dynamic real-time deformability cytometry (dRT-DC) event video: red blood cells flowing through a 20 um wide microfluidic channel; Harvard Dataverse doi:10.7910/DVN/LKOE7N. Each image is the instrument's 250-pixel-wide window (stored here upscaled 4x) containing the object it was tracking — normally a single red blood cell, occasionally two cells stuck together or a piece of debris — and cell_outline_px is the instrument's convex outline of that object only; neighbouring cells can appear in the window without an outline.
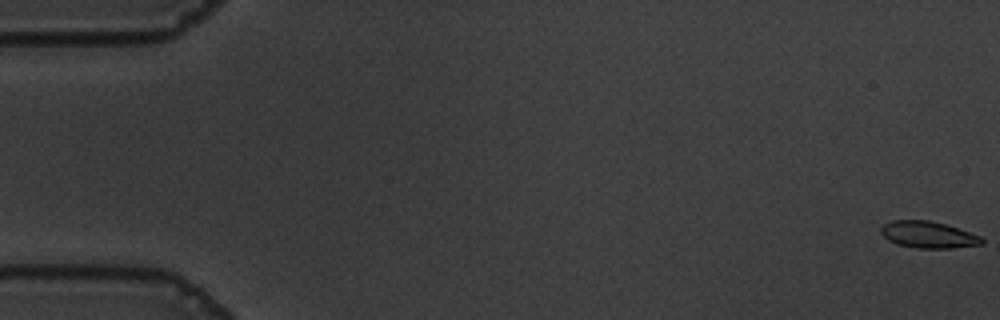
{"species": "common noctule bat (a hibernating species)", "species_latin": "Nyctalus noctula", "temperature_condition": "warm", "stored_images_in_passage": 57, "camera_frame_rate_fps": 3000, "um_per_image_px": 0.085, "animal": {"sex": "male", "body_mass_g": 19.5, "forearm_length_mm": 54.6}, "frame": {"image": 1, "passage_image": 1, "time_ms": 0.0, "image_size_px": [1000, 320], "cell_outline_px": [[984, 244], [952, 248], [916, 248], [896, 244], [888, 240], [880, 232], [880, 228], [884, 224], [892, 220], [928, 220], [944, 224], [980, 236], [984, 240]], "centroid_in_image_um": [78.87, 19.96], "position_along_channel_um": 6.1, "area_um2": 15.61}}
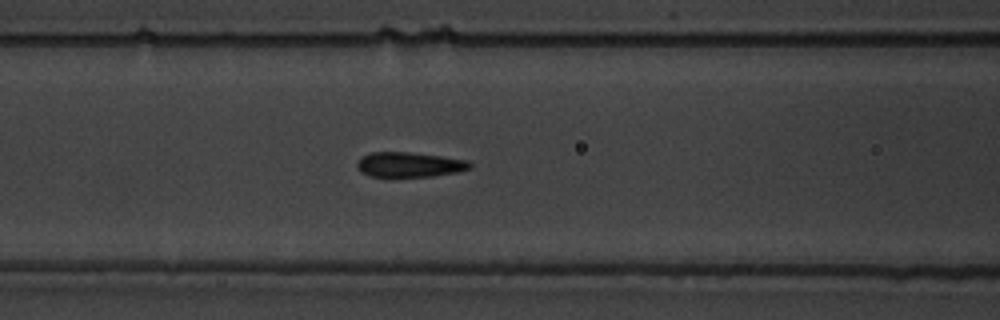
{"frame": {"image": 2, "passage_image": 24, "time_ms": 7.667, "image_size_px": [1000, 320], "cell_outline_px": [[472, 168], [456, 172], [432, 176], [392, 180], [368, 176], [360, 172], [356, 164], [364, 156], [372, 152], [408, 152], [440, 156], [468, 160], [472, 164]], "centroid_in_image_um": [34.76, 14.05], "position_along_channel_um": 131.8, "area_um2": 17.11}}
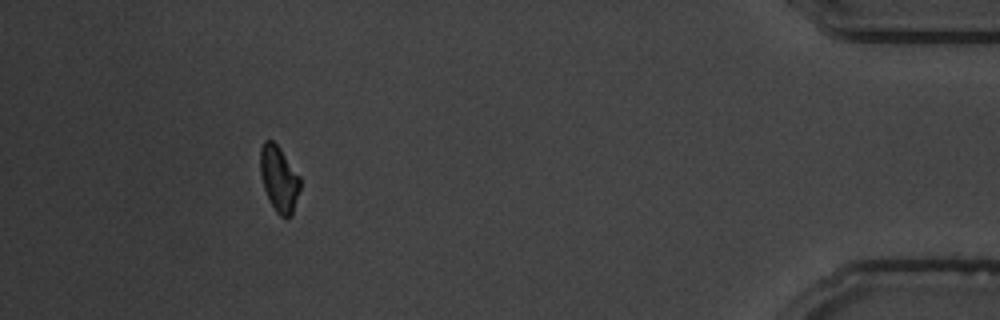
{"frame": {"image": 3, "passage_image": 52, "time_ms": 17.0, "image_size_px": [1000, 320], "cell_outline_px": [[300, 188], [292, 216], [288, 220], [284, 220], [276, 212], [268, 200], [264, 188], [260, 172], [260, 148], [264, 140], [272, 140], [280, 148], [300, 176]], "centroid_in_image_um": [23.72, 15.24], "position_along_channel_um": 411.5, "area_um2": 15.55}, "authors_computed_cell_mechanics": {"area_um2": 16.184, "velocity_mm_per_s": 3.6233, "shape_relaxation_time_tau1_ms": 5.5625, "shape_relaxation_time_tau2_ms": 1.3646, "deformation_change_tau1": 0.1451, "deformation_change_tau2": 0.0696}}